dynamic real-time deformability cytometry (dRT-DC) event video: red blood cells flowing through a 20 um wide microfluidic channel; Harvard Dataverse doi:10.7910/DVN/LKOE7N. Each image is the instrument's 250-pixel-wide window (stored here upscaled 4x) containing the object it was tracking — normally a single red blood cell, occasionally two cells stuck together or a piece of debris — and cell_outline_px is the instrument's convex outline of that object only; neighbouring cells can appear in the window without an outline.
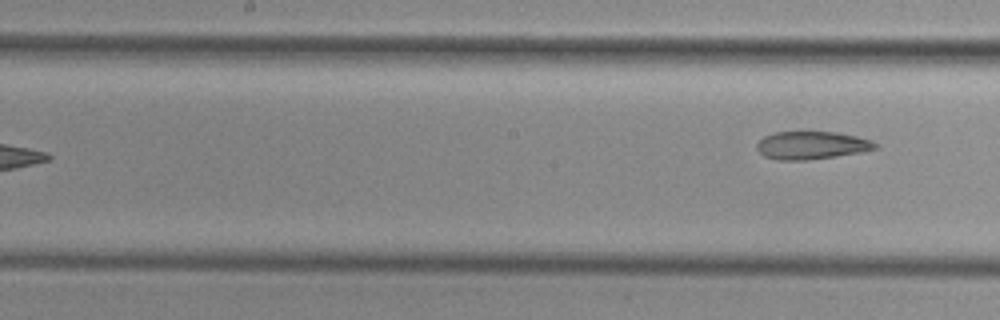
{"species": "common noctule bat (a hibernating species)", "species_latin": "Nyctalus noctula", "temperature_condition": "cold", "stored_images_in_passage": 9, "segment_of_instrument_passage": [2, 2], "camera_frame_rate_fps": 3000, "um_per_image_px": 0.085, "animal": {"sex": "female", "body_mass_g": 29.2, "forearm_length_mm": 56.3}, "frame": {"image": 1, "passage_image": 9, "time_ms": 10.333, "image_size_px": [1000, 320], "cell_outline_px": [[876, 148], [860, 152], [836, 156], [804, 160], [780, 160], [764, 156], [756, 148], [756, 144], [764, 136], [776, 132], [836, 132], [856, 136], [872, 140], [876, 144]], "centroid_in_image_um": [68.96, 12.35], "position_along_channel_um": 179.2, "area_um2": 19.02}}